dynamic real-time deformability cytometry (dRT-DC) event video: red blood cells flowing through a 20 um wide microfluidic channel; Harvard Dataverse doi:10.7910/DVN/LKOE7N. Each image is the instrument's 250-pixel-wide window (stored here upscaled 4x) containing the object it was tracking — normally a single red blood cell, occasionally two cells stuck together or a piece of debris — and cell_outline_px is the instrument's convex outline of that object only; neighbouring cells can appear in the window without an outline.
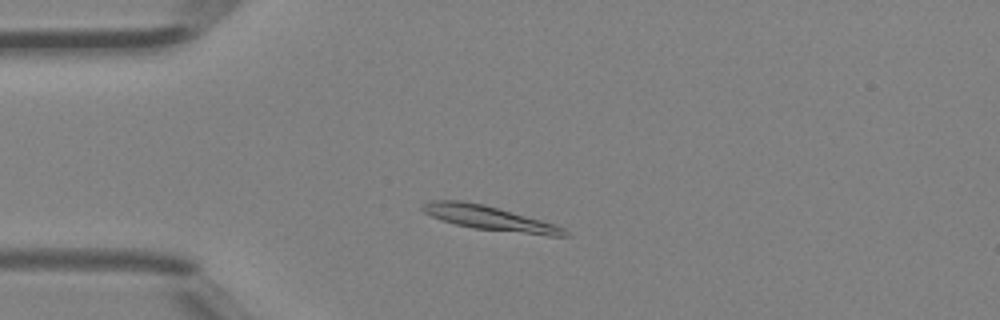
{"species": "Egyptian fruit bat (a non-hibernating species)", "species_latin": "Rousettus aegyptiacus", "temperature_condition": "room temperature", "stored_images_in_passage": 42, "camera_frame_rate_fps": 3000, "um_per_image_px": 0.085, "animal": {"sex": "female"}, "frame": {"image": 1, "passage_image": 8, "time_ms": 2.333, "image_size_px": [1000, 320], "cell_outline_px": [[572, 236], [548, 236], [472, 228], [440, 220], [424, 212], [420, 208], [420, 204], [432, 200], [460, 200], [484, 204], [556, 224], [564, 228]], "centroid_in_image_um": [41.62, 18.54], "position_along_channel_um": 43.4, "area_um2": 20.35}}
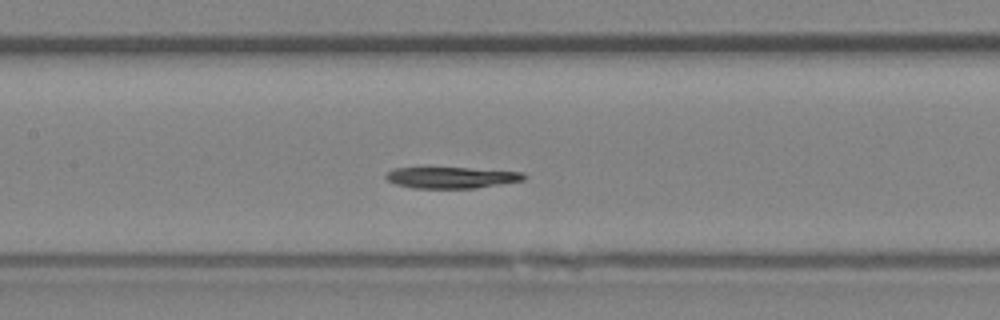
{"frame": {"image": 2, "passage_image": 18, "time_ms": 5.667, "image_size_px": [1000, 320], "cell_outline_px": [[528, 176], [524, 180], [476, 188], [412, 188], [396, 184], [388, 180], [384, 176], [392, 168], [428, 164], [524, 172]], "centroid_in_image_um": [38.3, 15.03], "position_along_channel_um": 169.1, "area_um2": 18.38}}
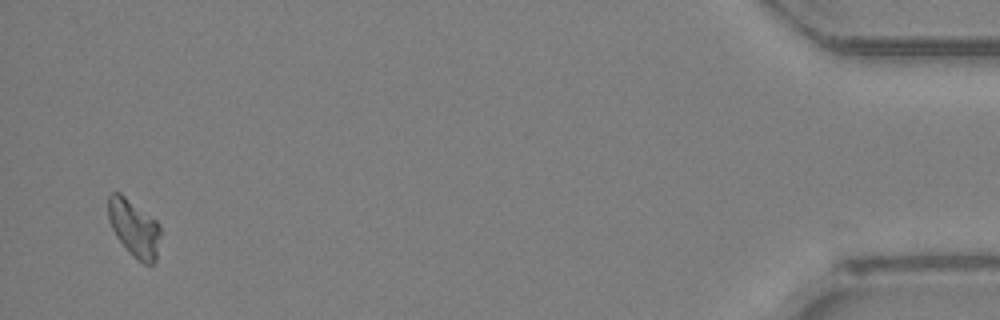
{"frame": {"image": 3, "passage_image": 41, "time_ms": 13.333, "image_size_px": [1000, 320], "cell_outline_px": [[160, 236], [156, 260], [152, 264], [144, 264], [116, 236], [108, 220], [108, 192], [120, 192], [156, 220], [160, 224]], "centroid_in_image_um": [11.4, 19.32], "position_along_channel_um": 423.8, "area_um2": 17.11}}